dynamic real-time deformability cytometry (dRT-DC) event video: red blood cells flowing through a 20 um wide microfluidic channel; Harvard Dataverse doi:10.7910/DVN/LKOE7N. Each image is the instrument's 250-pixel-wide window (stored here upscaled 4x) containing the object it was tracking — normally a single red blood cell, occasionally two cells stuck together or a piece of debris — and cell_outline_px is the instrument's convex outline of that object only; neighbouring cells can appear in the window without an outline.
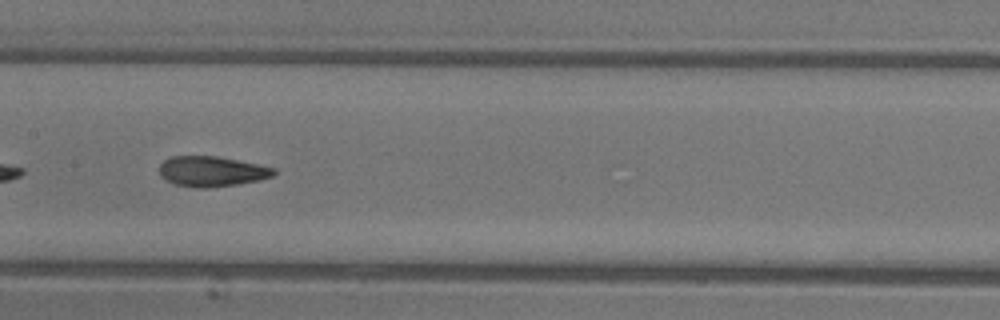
{"species": "common noctule bat (a hibernating species)", "species_latin": "Nyctalus noctula", "temperature_condition": "warm", "stored_images_in_passage": 19, "camera_frame_rate_fps": 3000, "um_per_image_px": 0.085, "animal": {"sex": "female"}, "frame": {"image": 1, "passage_image": 11, "time_ms": 3.333, "image_size_px": [1000, 320], "cell_outline_px": [[276, 172], [272, 176], [260, 180], [236, 184], [204, 188], [196, 188], [176, 184], [164, 180], [160, 176], [160, 164], [164, 160], [172, 156], [216, 156], [276, 168]], "centroid_in_image_um": [17.97, 14.57], "position_along_channel_um": 189.4, "area_um2": 20.06}}
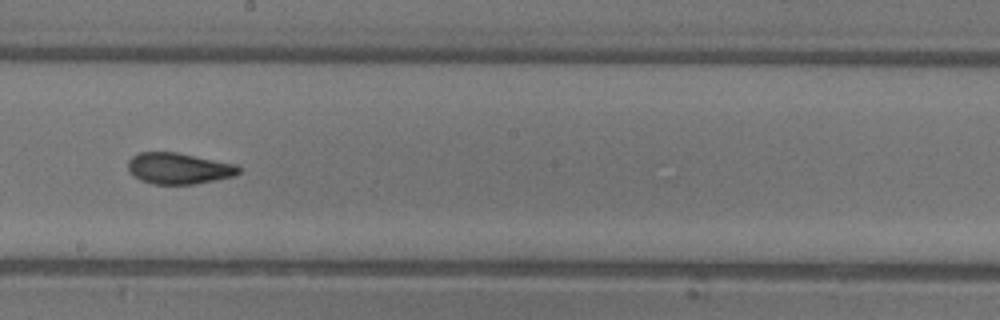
{"frame": {"image": 2, "passage_image": 14, "time_ms": 4.333, "image_size_px": [1000, 320], "cell_outline_px": [[240, 172], [232, 176], [192, 184], [156, 184], [140, 180], [128, 168], [128, 160], [132, 156], [140, 152], [176, 152], [236, 164], [240, 168]], "centroid_in_image_um": [15.18, 14.3], "position_along_channel_um": 233.0, "area_um2": 19.77}}